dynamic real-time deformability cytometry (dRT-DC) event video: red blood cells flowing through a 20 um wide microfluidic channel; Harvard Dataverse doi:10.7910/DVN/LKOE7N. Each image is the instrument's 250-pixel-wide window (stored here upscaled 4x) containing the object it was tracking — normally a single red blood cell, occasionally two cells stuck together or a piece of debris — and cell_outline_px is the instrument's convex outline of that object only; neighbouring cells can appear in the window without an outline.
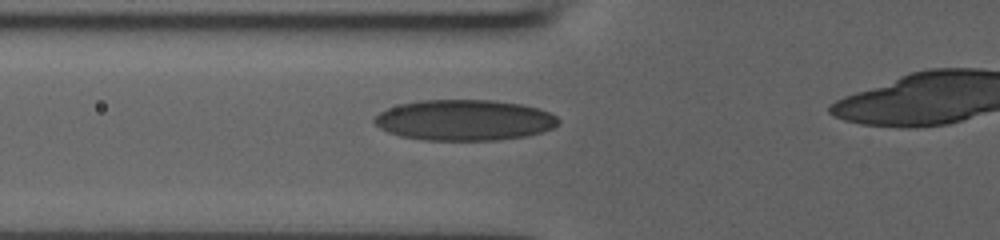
{"species": "human", "species_latin": "Homo sapiens", "temperature_condition": "room temperature", "stored_images_in_passage": 40, "camera_frame_rate_fps": 3000, "um_per_image_px": 0.085, "donor": {"sex": "male"}, "frame": {"image": 1, "passage_image": 15, "time_ms": 4.667, "image_size_px": [1000, 240], "cell_outline_px": [[560, 120], [552, 128], [544, 132], [528, 136], [500, 140], [424, 140], [400, 136], [388, 132], [380, 128], [372, 120], [380, 112], [388, 108], [400, 104], [420, 100], [492, 100], [520, 104], [536, 108], [548, 112], [556, 116]], "centroid_in_image_um": [39.47, 10.22], "position_along_channel_um": 86.3, "area_um2": 43.75}}
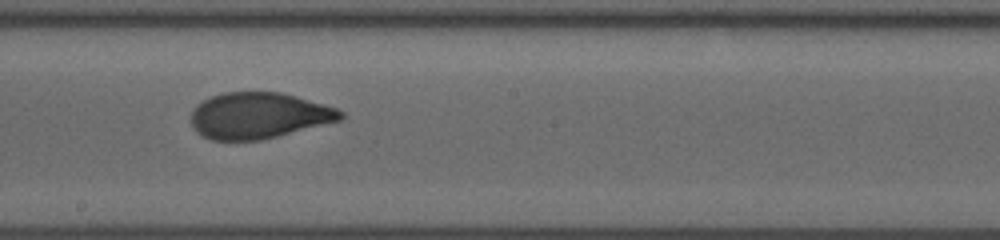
{"frame": {"image": 2, "passage_image": 25, "time_ms": 8.0, "image_size_px": [1000, 240], "cell_outline_px": [[344, 116], [340, 120], [260, 140], [212, 140], [200, 136], [192, 128], [192, 108], [196, 104], [212, 96], [224, 92], [280, 92], [296, 96], [324, 104], [336, 108], [344, 112]], "centroid_in_image_um": [21.95, 9.82], "position_along_channel_um": 226.3, "area_um2": 40.06}}
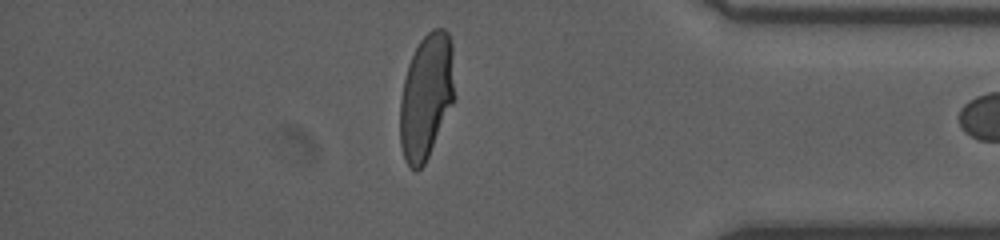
{"frame": {"image": 3, "passage_image": 39, "time_ms": 12.667, "image_size_px": [1000, 240], "cell_outline_px": [[456, 100], [424, 164], [416, 172], [404, 160], [400, 144], [400, 100], [404, 80], [408, 64], [420, 40], [432, 28], [444, 28], [448, 32], [452, 40], [456, 96]], "centroid_in_image_um": [36.27, 8.17], "position_along_channel_um": 398.9, "area_um2": 40.58}}